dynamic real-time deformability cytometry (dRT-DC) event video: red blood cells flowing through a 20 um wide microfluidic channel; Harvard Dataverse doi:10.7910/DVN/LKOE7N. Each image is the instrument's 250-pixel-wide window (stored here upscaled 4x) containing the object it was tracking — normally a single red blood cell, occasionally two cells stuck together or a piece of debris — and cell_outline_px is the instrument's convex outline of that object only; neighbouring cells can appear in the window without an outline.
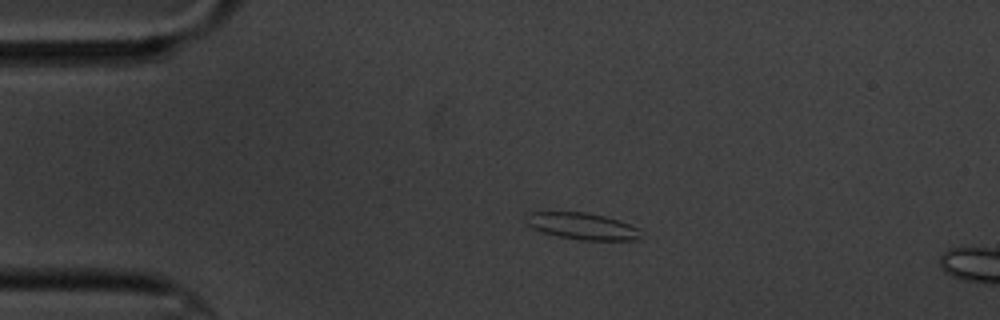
{"species": "common noctule bat (a hibernating species)", "species_latin": "Nyctalus noctula", "temperature_condition": "cold", "stored_images_in_passage": 2, "camera_frame_rate_fps": 3000, "um_per_image_px": 0.085, "animal": {"sex": "male", "body_mass_g": 20.1, "forearm_length_mm": 53.5}, "frame": {"image": 1, "passage_image": 1, "time_ms": 0.0, "image_size_px": [1000, 320], "cell_outline_px": [[640, 236], [636, 240], [580, 240], [560, 236], [544, 232], [532, 228], [528, 224], [524, 216], [528, 212], [588, 212], [604, 216], [640, 228]], "centroid_in_image_um": [49.47, 19.21], "position_along_channel_um": 35.5, "area_um2": 17.69}}